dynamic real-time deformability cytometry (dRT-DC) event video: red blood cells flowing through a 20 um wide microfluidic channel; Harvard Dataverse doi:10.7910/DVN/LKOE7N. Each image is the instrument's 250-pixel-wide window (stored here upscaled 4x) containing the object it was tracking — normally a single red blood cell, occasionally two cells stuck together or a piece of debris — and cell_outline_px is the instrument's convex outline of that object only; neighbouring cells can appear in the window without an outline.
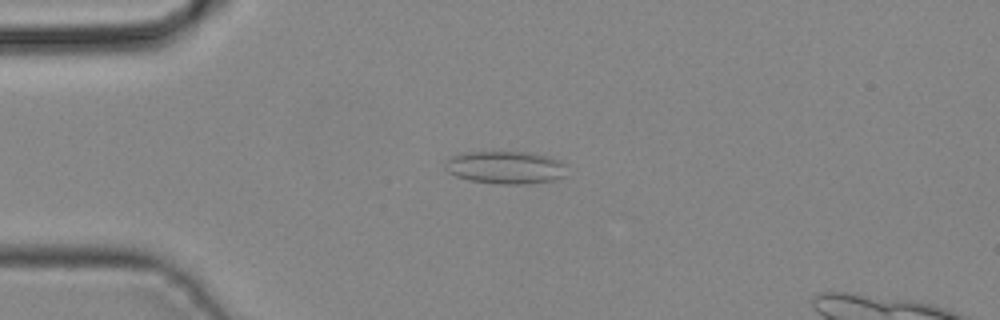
{"species": "common noctule bat (a hibernating species)", "species_latin": "Nyctalus noctula", "temperature_condition": "cold", "stored_images_in_passage": 42, "camera_frame_rate_fps": 3000, "um_per_image_px": 0.085, "animal": {"sex": "male", "body_mass_g": 19.2, "forearm_length_mm": 51.8}, "frame": {"image": 1, "passage_image": 11, "time_ms": 3.333, "image_size_px": [1000, 320], "cell_outline_px": [[564, 176], [552, 180], [524, 184], [500, 184], [468, 180], [456, 176], [448, 172], [444, 168], [444, 160], [452, 156], [464, 152], [528, 152], [548, 156], [560, 160], [564, 164]], "centroid_in_image_um": [42.9, 14.23], "position_along_channel_um": 42.1, "area_um2": 23.24}}
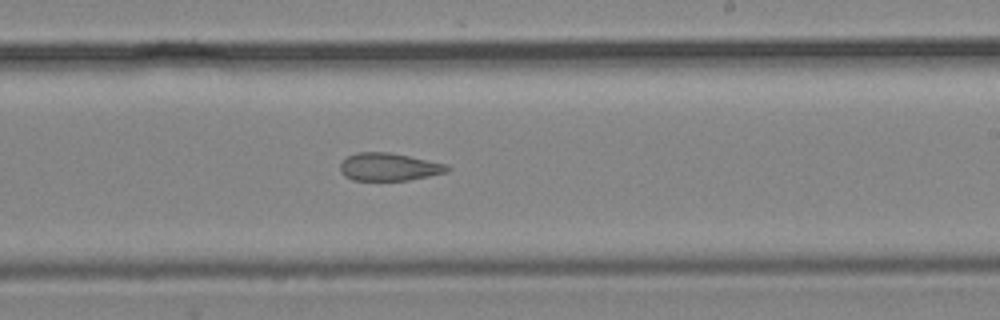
{"frame": {"image": 2, "passage_image": 26, "time_ms": 8.333, "image_size_px": [1000, 320], "cell_outline_px": [[452, 168], [448, 172], [408, 180], [352, 180], [344, 176], [340, 168], [340, 164], [348, 156], [356, 152], [388, 152], [448, 164]], "centroid_in_image_um": [33.08, 14.19], "position_along_channel_um": 255.9, "area_um2": 17.28}}
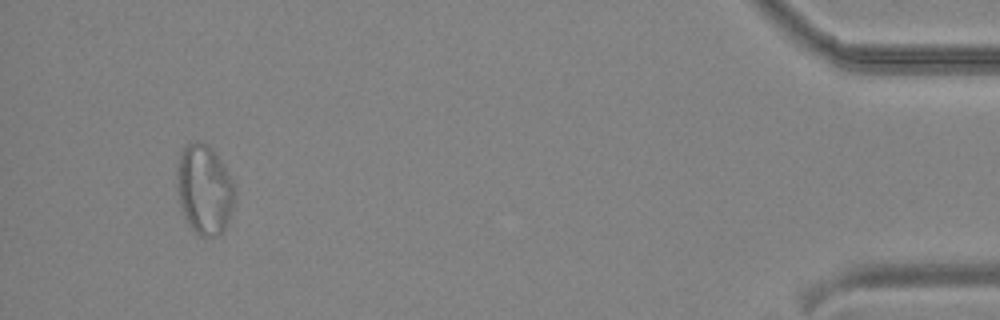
{"frame": {"image": 3, "passage_image": 41, "time_ms": 13.333, "image_size_px": [1000, 320], "cell_outline_px": [[236, 192], [228, 220], [224, 228], [216, 236], [200, 236], [188, 224], [184, 216], [180, 204], [176, 188], [176, 176], [180, 152], [188, 144], [196, 140], [208, 144], [212, 148], [220, 160], [232, 180], [236, 188]], "centroid_in_image_um": [17.35, 16.08], "position_along_channel_um": 417.8, "area_um2": 30.11}}